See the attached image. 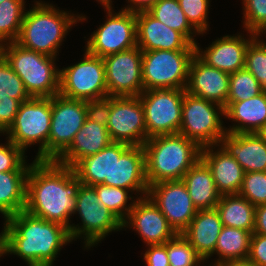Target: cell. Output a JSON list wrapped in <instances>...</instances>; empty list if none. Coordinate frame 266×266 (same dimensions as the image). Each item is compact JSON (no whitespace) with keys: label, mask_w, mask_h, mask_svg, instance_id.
<instances>
[{"label":"cell","mask_w":266,"mask_h":266,"mask_svg":"<svg viewBox=\"0 0 266 266\" xmlns=\"http://www.w3.org/2000/svg\"><path fill=\"white\" fill-rule=\"evenodd\" d=\"M83 225L70 226L69 233L71 240L85 235V247L90 248L95 243L101 241L112 231L123 228L122 222L105 206L101 205L93 186L81 184L77 197L76 209Z\"/></svg>","instance_id":"cell-13"},{"label":"cell","mask_w":266,"mask_h":266,"mask_svg":"<svg viewBox=\"0 0 266 266\" xmlns=\"http://www.w3.org/2000/svg\"><path fill=\"white\" fill-rule=\"evenodd\" d=\"M217 266H256L248 258L234 261H226Z\"/></svg>","instance_id":"cell-48"},{"label":"cell","mask_w":266,"mask_h":266,"mask_svg":"<svg viewBox=\"0 0 266 266\" xmlns=\"http://www.w3.org/2000/svg\"><path fill=\"white\" fill-rule=\"evenodd\" d=\"M28 173L0 172V213L5 219L25 209Z\"/></svg>","instance_id":"cell-29"},{"label":"cell","mask_w":266,"mask_h":266,"mask_svg":"<svg viewBox=\"0 0 266 266\" xmlns=\"http://www.w3.org/2000/svg\"><path fill=\"white\" fill-rule=\"evenodd\" d=\"M127 220L122 223L123 227L131 224L147 246L164 244L177 235L160 209L148 196L138 197L134 201Z\"/></svg>","instance_id":"cell-19"},{"label":"cell","mask_w":266,"mask_h":266,"mask_svg":"<svg viewBox=\"0 0 266 266\" xmlns=\"http://www.w3.org/2000/svg\"><path fill=\"white\" fill-rule=\"evenodd\" d=\"M96 107L89 102L52 96V116L48 138V160H56L73 142L85 119Z\"/></svg>","instance_id":"cell-11"},{"label":"cell","mask_w":266,"mask_h":266,"mask_svg":"<svg viewBox=\"0 0 266 266\" xmlns=\"http://www.w3.org/2000/svg\"><path fill=\"white\" fill-rule=\"evenodd\" d=\"M99 1L102 5H108L111 4L110 2H112L111 0H99Z\"/></svg>","instance_id":"cell-52"},{"label":"cell","mask_w":266,"mask_h":266,"mask_svg":"<svg viewBox=\"0 0 266 266\" xmlns=\"http://www.w3.org/2000/svg\"><path fill=\"white\" fill-rule=\"evenodd\" d=\"M230 74L208 66L196 54L189 65L186 92L225 106L229 93Z\"/></svg>","instance_id":"cell-20"},{"label":"cell","mask_w":266,"mask_h":266,"mask_svg":"<svg viewBox=\"0 0 266 266\" xmlns=\"http://www.w3.org/2000/svg\"><path fill=\"white\" fill-rule=\"evenodd\" d=\"M108 96H139L144 91L142 50L133 48L103 57Z\"/></svg>","instance_id":"cell-15"},{"label":"cell","mask_w":266,"mask_h":266,"mask_svg":"<svg viewBox=\"0 0 266 266\" xmlns=\"http://www.w3.org/2000/svg\"><path fill=\"white\" fill-rule=\"evenodd\" d=\"M59 94L99 105L108 97L103 58L85 51L83 61L60 70Z\"/></svg>","instance_id":"cell-10"},{"label":"cell","mask_w":266,"mask_h":266,"mask_svg":"<svg viewBox=\"0 0 266 266\" xmlns=\"http://www.w3.org/2000/svg\"><path fill=\"white\" fill-rule=\"evenodd\" d=\"M179 6L183 10L186 19L194 28V33L203 34L207 30V14L209 0H178Z\"/></svg>","instance_id":"cell-40"},{"label":"cell","mask_w":266,"mask_h":266,"mask_svg":"<svg viewBox=\"0 0 266 266\" xmlns=\"http://www.w3.org/2000/svg\"><path fill=\"white\" fill-rule=\"evenodd\" d=\"M264 90L257 79L245 68L230 74L226 109L232 102H241L261 94Z\"/></svg>","instance_id":"cell-34"},{"label":"cell","mask_w":266,"mask_h":266,"mask_svg":"<svg viewBox=\"0 0 266 266\" xmlns=\"http://www.w3.org/2000/svg\"><path fill=\"white\" fill-rule=\"evenodd\" d=\"M266 91V43L254 38L248 45L245 55V67Z\"/></svg>","instance_id":"cell-37"},{"label":"cell","mask_w":266,"mask_h":266,"mask_svg":"<svg viewBox=\"0 0 266 266\" xmlns=\"http://www.w3.org/2000/svg\"><path fill=\"white\" fill-rule=\"evenodd\" d=\"M166 248L170 266H198L205 261L182 234L168 240Z\"/></svg>","instance_id":"cell-36"},{"label":"cell","mask_w":266,"mask_h":266,"mask_svg":"<svg viewBox=\"0 0 266 266\" xmlns=\"http://www.w3.org/2000/svg\"><path fill=\"white\" fill-rule=\"evenodd\" d=\"M99 198L101 205L109 209L122 223L126 221L134 202L127 206L128 192L131 190L122 189L114 186H107L104 184H96L93 186ZM126 216V217H125Z\"/></svg>","instance_id":"cell-35"},{"label":"cell","mask_w":266,"mask_h":266,"mask_svg":"<svg viewBox=\"0 0 266 266\" xmlns=\"http://www.w3.org/2000/svg\"><path fill=\"white\" fill-rule=\"evenodd\" d=\"M223 224L215 209L198 210L182 235L204 259H209L215 251Z\"/></svg>","instance_id":"cell-25"},{"label":"cell","mask_w":266,"mask_h":266,"mask_svg":"<svg viewBox=\"0 0 266 266\" xmlns=\"http://www.w3.org/2000/svg\"><path fill=\"white\" fill-rule=\"evenodd\" d=\"M220 144L244 173L266 171V142L257 133L226 132Z\"/></svg>","instance_id":"cell-23"},{"label":"cell","mask_w":266,"mask_h":266,"mask_svg":"<svg viewBox=\"0 0 266 266\" xmlns=\"http://www.w3.org/2000/svg\"><path fill=\"white\" fill-rule=\"evenodd\" d=\"M182 181L197 210L216 208L221 194L214 183L210 168L201 158L184 174Z\"/></svg>","instance_id":"cell-26"},{"label":"cell","mask_w":266,"mask_h":266,"mask_svg":"<svg viewBox=\"0 0 266 266\" xmlns=\"http://www.w3.org/2000/svg\"><path fill=\"white\" fill-rule=\"evenodd\" d=\"M238 194L254 206L266 204V171L244 173Z\"/></svg>","instance_id":"cell-39"},{"label":"cell","mask_w":266,"mask_h":266,"mask_svg":"<svg viewBox=\"0 0 266 266\" xmlns=\"http://www.w3.org/2000/svg\"><path fill=\"white\" fill-rule=\"evenodd\" d=\"M250 38L246 40L240 35H227L214 41L204 52L196 44L195 54L208 66L231 74L244 69L246 50L249 43L255 38L254 33Z\"/></svg>","instance_id":"cell-22"},{"label":"cell","mask_w":266,"mask_h":266,"mask_svg":"<svg viewBox=\"0 0 266 266\" xmlns=\"http://www.w3.org/2000/svg\"><path fill=\"white\" fill-rule=\"evenodd\" d=\"M255 208L252 203L239 194L221 195L216 205L223 226L253 232Z\"/></svg>","instance_id":"cell-30"},{"label":"cell","mask_w":266,"mask_h":266,"mask_svg":"<svg viewBox=\"0 0 266 266\" xmlns=\"http://www.w3.org/2000/svg\"><path fill=\"white\" fill-rule=\"evenodd\" d=\"M96 109L104 117L112 142L130 146L144 145L147 131L139 96H108Z\"/></svg>","instance_id":"cell-6"},{"label":"cell","mask_w":266,"mask_h":266,"mask_svg":"<svg viewBox=\"0 0 266 266\" xmlns=\"http://www.w3.org/2000/svg\"><path fill=\"white\" fill-rule=\"evenodd\" d=\"M149 246V250L144 254V259L148 266H170L166 243Z\"/></svg>","instance_id":"cell-45"},{"label":"cell","mask_w":266,"mask_h":266,"mask_svg":"<svg viewBox=\"0 0 266 266\" xmlns=\"http://www.w3.org/2000/svg\"><path fill=\"white\" fill-rule=\"evenodd\" d=\"M224 116L240 122L228 128L227 133H257L266 124V91L241 102H232Z\"/></svg>","instance_id":"cell-27"},{"label":"cell","mask_w":266,"mask_h":266,"mask_svg":"<svg viewBox=\"0 0 266 266\" xmlns=\"http://www.w3.org/2000/svg\"><path fill=\"white\" fill-rule=\"evenodd\" d=\"M111 142L104 117L95 108L85 119L70 146L55 161L73 168L83 157L98 153Z\"/></svg>","instance_id":"cell-18"},{"label":"cell","mask_w":266,"mask_h":266,"mask_svg":"<svg viewBox=\"0 0 266 266\" xmlns=\"http://www.w3.org/2000/svg\"><path fill=\"white\" fill-rule=\"evenodd\" d=\"M52 116V97H32L20 103L13 124L6 131L8 140L25 149L40 143L35 160H48V138Z\"/></svg>","instance_id":"cell-7"},{"label":"cell","mask_w":266,"mask_h":266,"mask_svg":"<svg viewBox=\"0 0 266 266\" xmlns=\"http://www.w3.org/2000/svg\"><path fill=\"white\" fill-rule=\"evenodd\" d=\"M36 3L35 7L25 13L16 43L25 49L56 58L58 48L71 25L86 18H75L51 4Z\"/></svg>","instance_id":"cell-4"},{"label":"cell","mask_w":266,"mask_h":266,"mask_svg":"<svg viewBox=\"0 0 266 266\" xmlns=\"http://www.w3.org/2000/svg\"><path fill=\"white\" fill-rule=\"evenodd\" d=\"M111 5H103L109 18L87 41L86 51L91 55L103 58L137 46L136 13L122 10L113 15Z\"/></svg>","instance_id":"cell-14"},{"label":"cell","mask_w":266,"mask_h":266,"mask_svg":"<svg viewBox=\"0 0 266 266\" xmlns=\"http://www.w3.org/2000/svg\"><path fill=\"white\" fill-rule=\"evenodd\" d=\"M186 89L144 90L140 101L144 108L147 139L179 133Z\"/></svg>","instance_id":"cell-12"},{"label":"cell","mask_w":266,"mask_h":266,"mask_svg":"<svg viewBox=\"0 0 266 266\" xmlns=\"http://www.w3.org/2000/svg\"><path fill=\"white\" fill-rule=\"evenodd\" d=\"M24 151L7 140L6 145H0V172L29 171L30 165H24Z\"/></svg>","instance_id":"cell-41"},{"label":"cell","mask_w":266,"mask_h":266,"mask_svg":"<svg viewBox=\"0 0 266 266\" xmlns=\"http://www.w3.org/2000/svg\"><path fill=\"white\" fill-rule=\"evenodd\" d=\"M248 259L256 266H266V236L252 234Z\"/></svg>","instance_id":"cell-44"},{"label":"cell","mask_w":266,"mask_h":266,"mask_svg":"<svg viewBox=\"0 0 266 266\" xmlns=\"http://www.w3.org/2000/svg\"><path fill=\"white\" fill-rule=\"evenodd\" d=\"M0 93L18 100L20 103L32 98L21 80L3 56L0 57Z\"/></svg>","instance_id":"cell-38"},{"label":"cell","mask_w":266,"mask_h":266,"mask_svg":"<svg viewBox=\"0 0 266 266\" xmlns=\"http://www.w3.org/2000/svg\"><path fill=\"white\" fill-rule=\"evenodd\" d=\"M147 196L160 209L177 234H182L197 213L182 180H166L148 187Z\"/></svg>","instance_id":"cell-16"},{"label":"cell","mask_w":266,"mask_h":266,"mask_svg":"<svg viewBox=\"0 0 266 266\" xmlns=\"http://www.w3.org/2000/svg\"><path fill=\"white\" fill-rule=\"evenodd\" d=\"M112 186L136 190L147 196L149 185L143 146L113 142Z\"/></svg>","instance_id":"cell-17"},{"label":"cell","mask_w":266,"mask_h":266,"mask_svg":"<svg viewBox=\"0 0 266 266\" xmlns=\"http://www.w3.org/2000/svg\"><path fill=\"white\" fill-rule=\"evenodd\" d=\"M82 182L73 168L55 160H34L27 177L25 211L35 217L70 228Z\"/></svg>","instance_id":"cell-1"},{"label":"cell","mask_w":266,"mask_h":266,"mask_svg":"<svg viewBox=\"0 0 266 266\" xmlns=\"http://www.w3.org/2000/svg\"><path fill=\"white\" fill-rule=\"evenodd\" d=\"M252 234L253 232L243 229L223 226L214 251L220 259L213 266L226 261L247 259Z\"/></svg>","instance_id":"cell-31"},{"label":"cell","mask_w":266,"mask_h":266,"mask_svg":"<svg viewBox=\"0 0 266 266\" xmlns=\"http://www.w3.org/2000/svg\"><path fill=\"white\" fill-rule=\"evenodd\" d=\"M20 102L0 93V132L5 133L13 124Z\"/></svg>","instance_id":"cell-43"},{"label":"cell","mask_w":266,"mask_h":266,"mask_svg":"<svg viewBox=\"0 0 266 266\" xmlns=\"http://www.w3.org/2000/svg\"><path fill=\"white\" fill-rule=\"evenodd\" d=\"M212 147L201 149V159L210 168L217 190L221 195L238 194L243 183L242 167L222 146L217 152Z\"/></svg>","instance_id":"cell-24"},{"label":"cell","mask_w":266,"mask_h":266,"mask_svg":"<svg viewBox=\"0 0 266 266\" xmlns=\"http://www.w3.org/2000/svg\"><path fill=\"white\" fill-rule=\"evenodd\" d=\"M148 12L169 28L180 32L191 44H197L192 35L194 28L186 19L178 0H159Z\"/></svg>","instance_id":"cell-32"},{"label":"cell","mask_w":266,"mask_h":266,"mask_svg":"<svg viewBox=\"0 0 266 266\" xmlns=\"http://www.w3.org/2000/svg\"><path fill=\"white\" fill-rule=\"evenodd\" d=\"M244 5V26L250 33L266 22V0H243Z\"/></svg>","instance_id":"cell-42"},{"label":"cell","mask_w":266,"mask_h":266,"mask_svg":"<svg viewBox=\"0 0 266 266\" xmlns=\"http://www.w3.org/2000/svg\"><path fill=\"white\" fill-rule=\"evenodd\" d=\"M3 238L2 234L0 233V257L3 255Z\"/></svg>","instance_id":"cell-51"},{"label":"cell","mask_w":266,"mask_h":266,"mask_svg":"<svg viewBox=\"0 0 266 266\" xmlns=\"http://www.w3.org/2000/svg\"><path fill=\"white\" fill-rule=\"evenodd\" d=\"M196 50L142 51L144 90L186 89L189 65Z\"/></svg>","instance_id":"cell-9"},{"label":"cell","mask_w":266,"mask_h":266,"mask_svg":"<svg viewBox=\"0 0 266 266\" xmlns=\"http://www.w3.org/2000/svg\"><path fill=\"white\" fill-rule=\"evenodd\" d=\"M24 5V0H4L0 3V43L16 42L18 39L26 13Z\"/></svg>","instance_id":"cell-33"},{"label":"cell","mask_w":266,"mask_h":266,"mask_svg":"<svg viewBox=\"0 0 266 266\" xmlns=\"http://www.w3.org/2000/svg\"><path fill=\"white\" fill-rule=\"evenodd\" d=\"M257 134L266 142V124L257 132Z\"/></svg>","instance_id":"cell-49"},{"label":"cell","mask_w":266,"mask_h":266,"mask_svg":"<svg viewBox=\"0 0 266 266\" xmlns=\"http://www.w3.org/2000/svg\"><path fill=\"white\" fill-rule=\"evenodd\" d=\"M143 147L149 186L166 180H182L201 158V148L179 133L150 137Z\"/></svg>","instance_id":"cell-3"},{"label":"cell","mask_w":266,"mask_h":266,"mask_svg":"<svg viewBox=\"0 0 266 266\" xmlns=\"http://www.w3.org/2000/svg\"><path fill=\"white\" fill-rule=\"evenodd\" d=\"M4 225L3 253L20 256L29 266H52L62 246L72 241L68 228L25 210L8 217Z\"/></svg>","instance_id":"cell-2"},{"label":"cell","mask_w":266,"mask_h":266,"mask_svg":"<svg viewBox=\"0 0 266 266\" xmlns=\"http://www.w3.org/2000/svg\"><path fill=\"white\" fill-rule=\"evenodd\" d=\"M113 142L98 153L83 157L74 167L76 177L82 184L112 186Z\"/></svg>","instance_id":"cell-28"},{"label":"cell","mask_w":266,"mask_h":266,"mask_svg":"<svg viewBox=\"0 0 266 266\" xmlns=\"http://www.w3.org/2000/svg\"><path fill=\"white\" fill-rule=\"evenodd\" d=\"M219 114L225 115V109L220 104L185 92L179 134L194 141L201 149L219 146L226 133Z\"/></svg>","instance_id":"cell-8"},{"label":"cell","mask_w":266,"mask_h":266,"mask_svg":"<svg viewBox=\"0 0 266 266\" xmlns=\"http://www.w3.org/2000/svg\"><path fill=\"white\" fill-rule=\"evenodd\" d=\"M263 31L266 33V22L256 30L254 33L255 38H257L259 34L263 33Z\"/></svg>","instance_id":"cell-50"},{"label":"cell","mask_w":266,"mask_h":266,"mask_svg":"<svg viewBox=\"0 0 266 266\" xmlns=\"http://www.w3.org/2000/svg\"><path fill=\"white\" fill-rule=\"evenodd\" d=\"M137 46L142 51L196 50L180 32L169 28L148 11L136 13Z\"/></svg>","instance_id":"cell-21"},{"label":"cell","mask_w":266,"mask_h":266,"mask_svg":"<svg viewBox=\"0 0 266 266\" xmlns=\"http://www.w3.org/2000/svg\"><path fill=\"white\" fill-rule=\"evenodd\" d=\"M159 0H128V2H131L133 5L132 6H127L123 11L127 12H133V13H138V12H143V11H148L153 5H155Z\"/></svg>","instance_id":"cell-47"},{"label":"cell","mask_w":266,"mask_h":266,"mask_svg":"<svg viewBox=\"0 0 266 266\" xmlns=\"http://www.w3.org/2000/svg\"><path fill=\"white\" fill-rule=\"evenodd\" d=\"M253 234L266 236V204H261L255 208V226Z\"/></svg>","instance_id":"cell-46"},{"label":"cell","mask_w":266,"mask_h":266,"mask_svg":"<svg viewBox=\"0 0 266 266\" xmlns=\"http://www.w3.org/2000/svg\"><path fill=\"white\" fill-rule=\"evenodd\" d=\"M2 56L21 78L31 97L59 94L60 69L55 68L54 57L25 49L16 42L3 44Z\"/></svg>","instance_id":"cell-5"},{"label":"cell","mask_w":266,"mask_h":266,"mask_svg":"<svg viewBox=\"0 0 266 266\" xmlns=\"http://www.w3.org/2000/svg\"><path fill=\"white\" fill-rule=\"evenodd\" d=\"M2 48H3V44L0 43V57L2 56Z\"/></svg>","instance_id":"cell-53"}]
</instances>
